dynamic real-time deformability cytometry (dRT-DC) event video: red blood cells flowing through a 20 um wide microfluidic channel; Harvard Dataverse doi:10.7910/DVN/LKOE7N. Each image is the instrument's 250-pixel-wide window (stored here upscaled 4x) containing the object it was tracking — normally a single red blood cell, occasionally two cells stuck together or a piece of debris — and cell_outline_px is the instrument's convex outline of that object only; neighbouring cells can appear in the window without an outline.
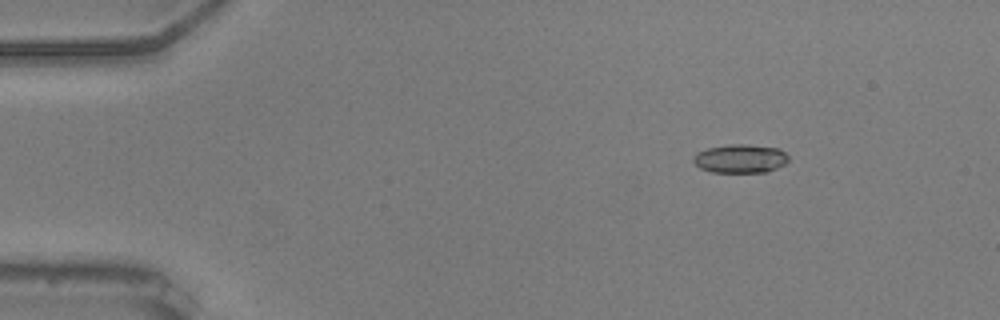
{"species": "common noctule bat (a hibernating species)", "species_latin": "Nyctalus noctula", "temperature_condition": "warm", "stored_images_in_passage": 14, "camera_frame_rate_fps": 3000, "um_per_image_px": 0.085, "animal": {"sex": "male", "body_mass_g": 20.5, "forearm_length_mm": 52.5}, "frame": {"image": 1, "passage_image": 8, "time_ms": 2.333, "image_size_px": [1000, 320], "cell_outline_px": [[788, 160], [784, 164], [768, 172], [712, 172], [700, 168], [692, 160], [696, 152], [708, 148], [732, 144], [748, 144], [780, 148], [788, 156]], "centroid_in_image_um": [62.93, 13.48], "position_along_channel_um": 22.1, "area_um2": 15.9}}